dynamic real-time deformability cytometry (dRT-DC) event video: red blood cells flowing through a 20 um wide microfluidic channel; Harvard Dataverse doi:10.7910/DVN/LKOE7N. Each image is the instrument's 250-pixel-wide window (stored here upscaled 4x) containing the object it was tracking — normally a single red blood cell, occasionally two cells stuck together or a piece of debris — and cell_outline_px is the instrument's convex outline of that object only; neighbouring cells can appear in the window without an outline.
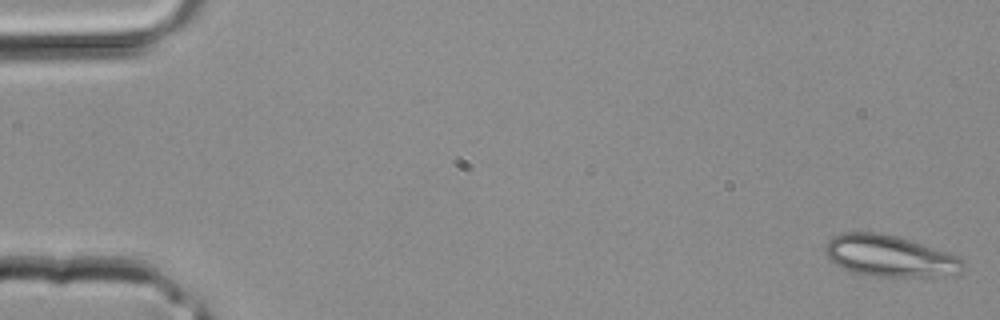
{"species": "common noctule bat (a hibernating species)", "species_latin": "Nyctalus noctula", "temperature_condition": "room temperature", "stored_images_in_passage": 4, "camera_frame_rate_fps": 3000, "um_per_image_px": 0.085, "animal": {"sex": "male", "body_mass_g": 20.4}, "frame": {"image": 1, "passage_image": 4, "time_ms": 1.0, "image_size_px": [1000, 320], "cell_outline_px": [[964, 268], [956, 276], [868, 276], [852, 272], [828, 260], [824, 252], [824, 244], [832, 236], [844, 232], [880, 232], [896, 236], [956, 256], [964, 260]], "centroid_in_image_um": [75.57, 21.77], "position_along_channel_um": 9.4, "area_um2": 33.29}}